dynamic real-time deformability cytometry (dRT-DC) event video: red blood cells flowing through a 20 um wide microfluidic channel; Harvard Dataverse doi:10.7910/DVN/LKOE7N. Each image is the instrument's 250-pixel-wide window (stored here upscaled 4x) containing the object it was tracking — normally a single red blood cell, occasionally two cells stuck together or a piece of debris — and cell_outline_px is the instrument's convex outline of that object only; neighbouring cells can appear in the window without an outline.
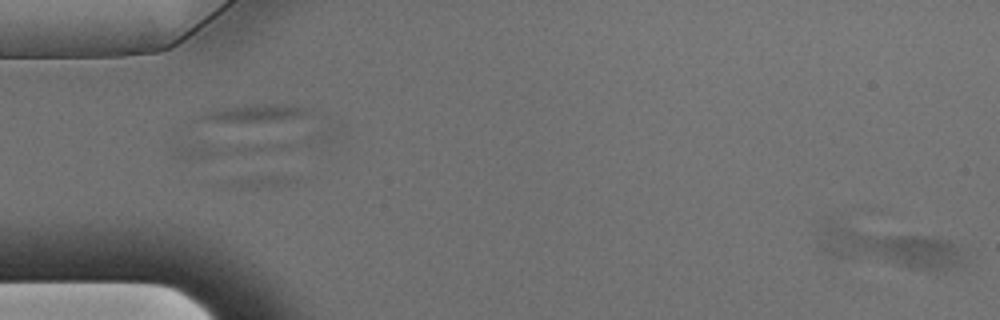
{"species": "Egyptian fruit bat (a non-hibernating species)", "species_latin": "Rousettus aegyptiacus", "temperature_condition": "warm", "stored_images_in_passage": 17, "segment_of_instrument_passage": [2, 2], "camera_frame_rate_fps": 3000, "um_per_image_px": 0.085, "animal": {"sex": "male"}, "frame": {"image": 1, "passage_image": 17, "time_ms": 5.333, "image_size_px": [1000, 320], "cell_outline_px": [[964, 264], [948, 268], [908, 268], [832, 256], [820, 252], [816, 244], [816, 236], [820, 220], [824, 216], [932, 236], [948, 240], [956, 248], [964, 260]], "centroid_in_image_um": [75.2, 20.86], "position_along_channel_um": 9.8, "area_um2": 35.72}}